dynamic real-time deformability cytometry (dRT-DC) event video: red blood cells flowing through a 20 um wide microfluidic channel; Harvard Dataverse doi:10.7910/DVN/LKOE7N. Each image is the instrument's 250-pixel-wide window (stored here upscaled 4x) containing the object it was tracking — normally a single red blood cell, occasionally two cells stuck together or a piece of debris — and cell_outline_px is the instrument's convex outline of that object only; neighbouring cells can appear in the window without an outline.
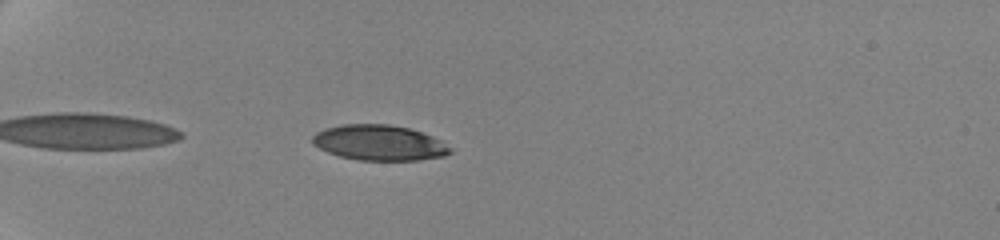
{"species": "human", "species_latin": "Homo sapiens", "temperature_condition": "cold", "stored_images_in_passage": 32, "camera_frame_rate_fps": 3000, "um_per_image_px": 0.085, "donor": {"sex": "female"}, "frame": {"image": 1, "passage_image": 2, "time_ms": 0.667, "image_size_px": [1000, 240], "cell_outline_px": [[452, 152], [444, 156], [416, 160], [356, 160], [340, 156], [328, 152], [312, 144], [312, 136], [316, 132], [324, 128], [344, 124], [388, 124], [408, 128], [432, 136], [440, 140], [452, 148]], "centroid_in_image_um": [32.22, 12.13], "position_along_channel_um": 52.8, "area_um2": 28.38}}
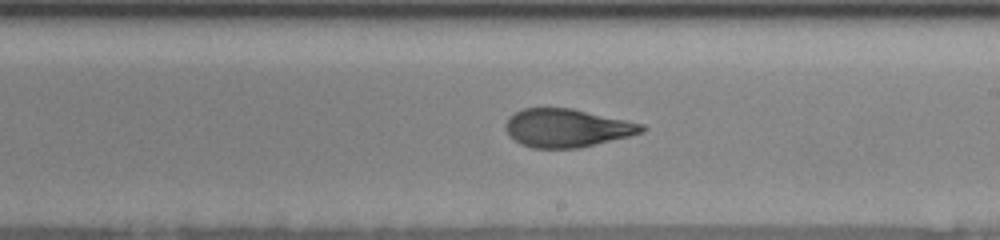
{"frame": {"image": 2, "passage_image": 18, "time_ms": 7.0, "image_size_px": [1000, 240], "cell_outline_px": [[648, 128], [644, 132], [580, 148], [532, 148], [520, 144], [504, 128], [504, 124], [516, 112], [524, 108], [572, 108], [644, 124]], "centroid_in_image_um": [48.22, 10.88], "position_along_channel_um": 240.8, "area_um2": 30.17}}
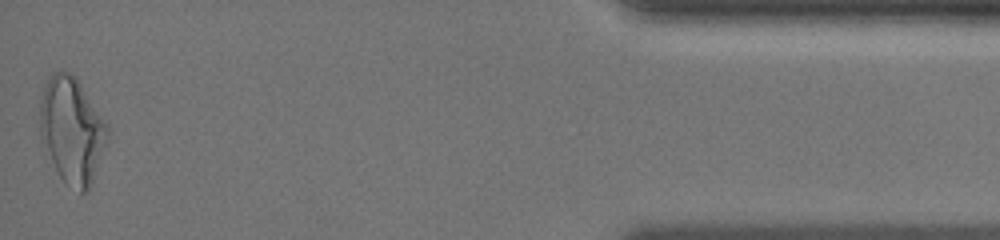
{"frame": {"image": 3, "passage_image": 32, "time_ms": 14.0, "image_size_px": [1000, 240], "cell_outline_px": [[108, 136], [88, 192], [80, 192], [64, 184], [40, 140], [40, 100], [44, 88], [52, 72], [68, 72], [76, 76], [108, 124]], "centroid_in_image_um": [6.1, 11.07], "position_along_channel_um": 429.1, "area_um2": 41.56}, "authors_computed_cell_mechanics": {"area_um2": 31.0386, "velocity_mm_per_s": 3.5188, "shape_relaxation_time_tau1_ms": 4.6959, "shape_relaxation_time_tau2_ms": 1.7368, "deformation_change_tau1": 0.1527, "deformation_change_tau2": 0.1017}}